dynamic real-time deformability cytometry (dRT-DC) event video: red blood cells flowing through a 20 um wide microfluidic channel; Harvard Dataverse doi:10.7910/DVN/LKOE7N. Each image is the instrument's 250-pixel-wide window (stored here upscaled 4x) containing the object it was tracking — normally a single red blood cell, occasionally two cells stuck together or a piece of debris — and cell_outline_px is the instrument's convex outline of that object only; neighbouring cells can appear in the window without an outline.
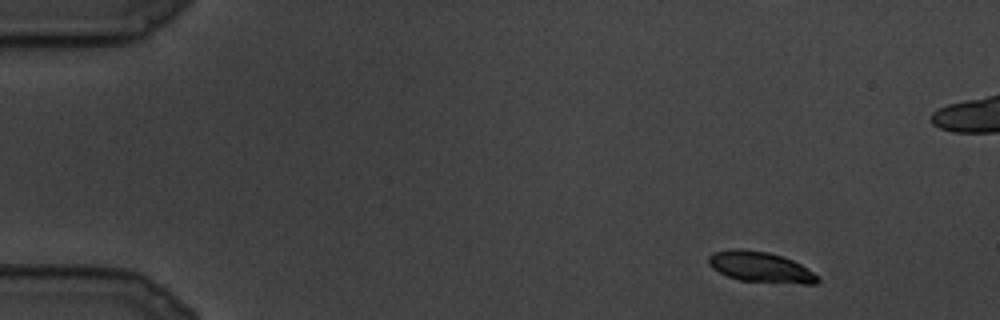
{"species": "common noctule bat (a hibernating species)", "species_latin": "Nyctalus noctula", "temperature_condition": "cold", "stored_images_in_passage": 26, "camera_frame_rate_fps": 3000, "um_per_image_px": 0.085, "animal": {"sex": "male", "body_mass_g": 19.5, "forearm_length_mm": 54.6}, "frame": {"image": 1, "passage_image": 1, "time_ms": 0.0, "image_size_px": [1000, 320], "cell_outline_px": [[820, 280], [816, 284], [804, 284], [740, 280], [728, 276], [712, 268], [708, 264], [708, 256], [712, 252], [732, 248], [740, 248], [768, 252], [784, 256], [800, 264], [820, 276]], "centroid_in_image_um": [64.65, 22.68], "position_along_channel_um": 20.4, "area_um2": 19.59}}
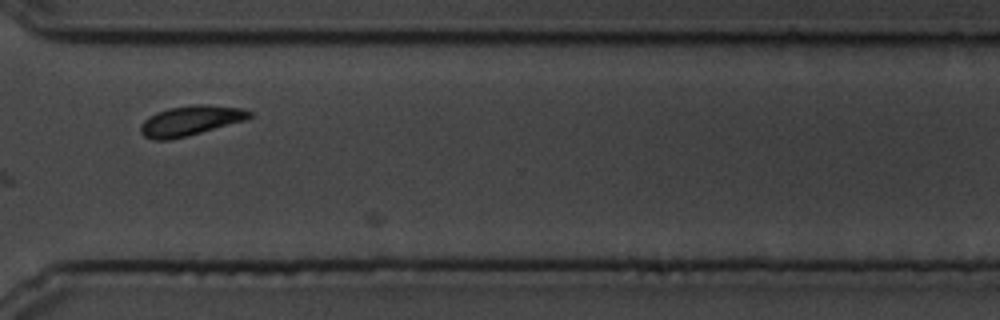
{"frame": {"image": 2, "passage_image": 20, "time_ms": 6.333, "image_size_px": [1000, 320], "cell_outline_px": [[252, 116], [244, 120], [188, 136], [168, 140], [152, 140], [144, 136], [140, 132], [140, 124], [144, 120], [156, 112], [168, 108], [196, 104], [208, 104], [240, 108], [252, 112]], "centroid_in_image_um": [16.15, 10.26], "position_along_channel_um": 354.5, "area_um2": 18.96}}